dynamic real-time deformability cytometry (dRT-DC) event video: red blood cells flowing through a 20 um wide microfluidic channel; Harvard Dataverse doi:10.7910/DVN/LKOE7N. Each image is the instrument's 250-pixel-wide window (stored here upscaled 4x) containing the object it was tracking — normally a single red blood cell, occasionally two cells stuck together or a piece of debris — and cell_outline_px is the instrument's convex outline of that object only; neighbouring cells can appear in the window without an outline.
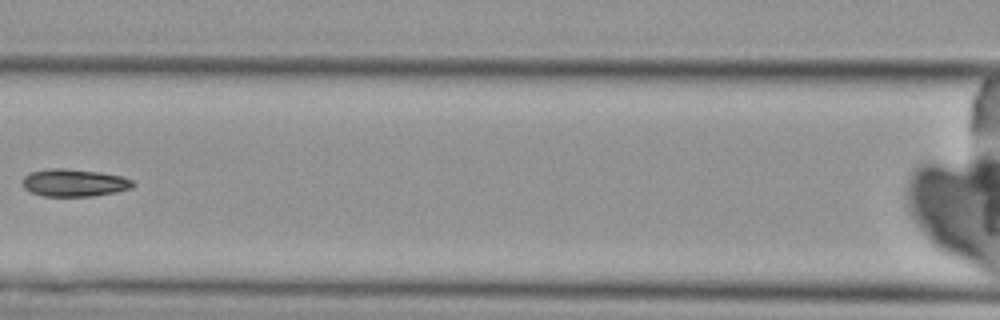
{"species": "Egyptian fruit bat (a non-hibernating species)", "species_latin": "Rousettus aegyptiacus", "temperature_condition": "cold", "stored_images_in_passage": 7, "camera_frame_rate_fps": 3000, "um_per_image_px": 0.085, "animal": {"sex": "female"}, "frame": {"image": 1, "passage_image": 6, "time_ms": 7.0, "image_size_px": [1000, 320], "cell_outline_px": [[136, 184], [132, 188], [116, 192], [92, 196], [44, 196], [32, 192], [24, 188], [24, 176], [32, 172], [48, 168], [64, 168], [100, 172], [124, 176], [132, 180]], "centroid_in_image_um": [6.36, 15.53], "position_along_channel_um": 160.2, "area_um2": 17.69}}
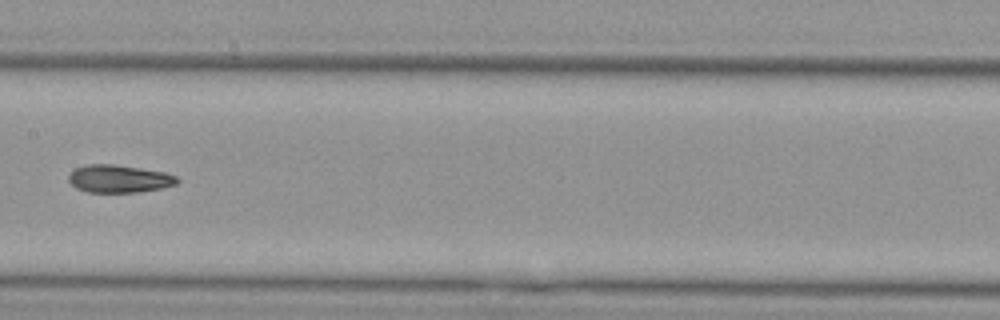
{"frame": {"image": 2, "passage_image": 7, "time_ms": 8.0, "image_size_px": [1000, 320], "cell_outline_px": [[180, 180], [176, 184], [160, 188], [136, 192], [88, 192], [76, 188], [68, 180], [68, 176], [76, 168], [88, 164], [112, 164], [140, 168], [164, 172], [176, 176]], "centroid_in_image_um": [10.11, 15.19], "position_along_channel_um": 197.3, "area_um2": 17.34}}